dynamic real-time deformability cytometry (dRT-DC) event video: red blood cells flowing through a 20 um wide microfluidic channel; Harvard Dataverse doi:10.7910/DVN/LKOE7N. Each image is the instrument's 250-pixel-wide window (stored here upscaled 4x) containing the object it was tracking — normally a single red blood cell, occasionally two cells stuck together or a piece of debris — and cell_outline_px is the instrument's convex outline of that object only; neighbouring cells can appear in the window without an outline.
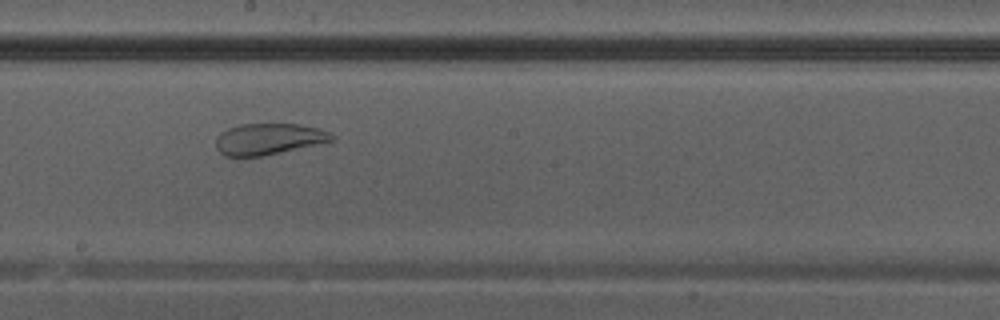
{"species": "Egyptian fruit bat (a non-hibernating species)", "species_latin": "Rousettus aegyptiacus", "temperature_condition": "warm", "stored_images_in_passage": 33, "camera_frame_rate_fps": 3000, "um_per_image_px": 0.085, "animal": {"sex": "male"}, "frame": {"image": 1, "passage_image": 15, "time_ms": 4.667, "image_size_px": [1000, 320], "cell_outline_px": [[336, 136], [332, 140], [264, 156], [224, 156], [216, 148], [216, 136], [228, 128], [240, 124], [300, 124], [320, 128]], "centroid_in_image_um": [22.8, 11.81], "position_along_channel_um": 225.4, "area_um2": 20.98}}
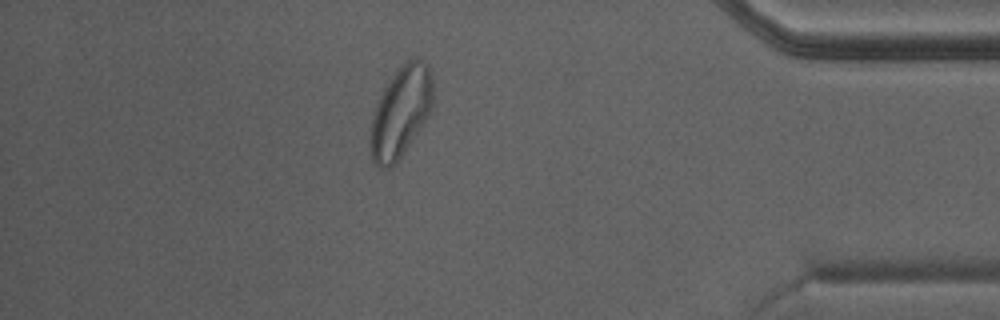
{"frame": {"image": 2, "passage_image": 28, "time_ms": 9.0, "image_size_px": [1000, 320], "cell_outline_px": [[432, 108], [420, 128], [396, 164], [388, 168], [380, 168], [372, 160], [372, 120], [376, 104], [384, 88], [400, 64], [412, 56], [416, 56], [424, 60], [428, 64], [432, 76]], "centroid_in_image_um": [34.1, 9.44], "position_along_channel_um": 401.1, "area_um2": 32.77}}